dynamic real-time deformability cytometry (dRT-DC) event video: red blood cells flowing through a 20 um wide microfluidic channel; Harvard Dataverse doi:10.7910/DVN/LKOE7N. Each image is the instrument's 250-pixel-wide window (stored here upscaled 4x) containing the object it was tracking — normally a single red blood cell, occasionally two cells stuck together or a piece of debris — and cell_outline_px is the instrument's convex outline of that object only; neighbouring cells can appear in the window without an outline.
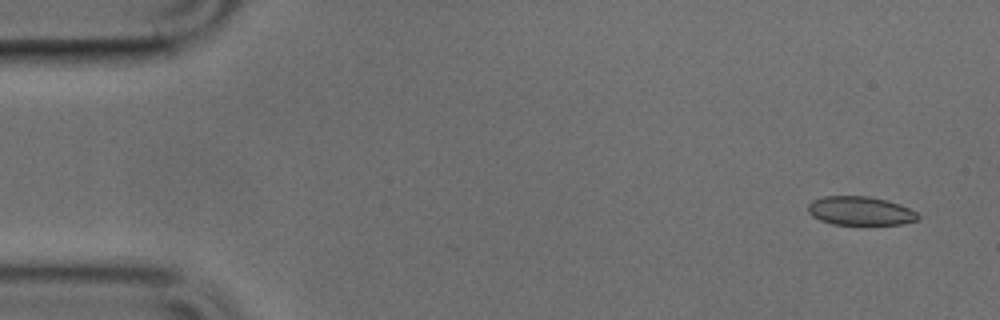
{"species": "common noctule bat (a hibernating species)", "species_latin": "Nyctalus noctula", "temperature_condition": "cold", "stored_images_in_passage": 50, "camera_frame_rate_fps": 3000, "um_per_image_px": 0.085, "animal": {"sex": "male", "body_mass_g": 17.9, "forearm_length_mm": 54.2}, "frame": {"image": 1, "passage_image": 3, "time_ms": 0.667, "image_size_px": [1000, 320], "cell_outline_px": [[920, 216], [916, 220], [904, 224], [832, 224], [820, 220], [812, 216], [808, 212], [808, 204], [812, 200], [824, 196], [868, 196], [888, 200], [900, 204], [916, 212]], "centroid_in_image_um": [73.11, 17.92], "position_along_channel_um": 11.9, "area_um2": 18.44}}
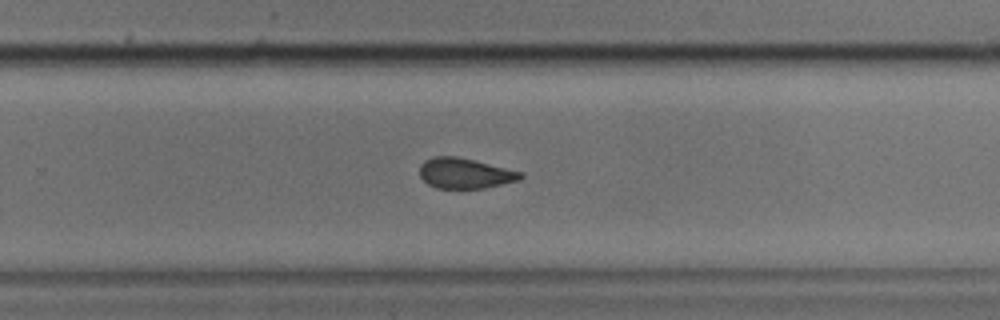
{"frame": {"image": 2, "passage_image": 32, "time_ms": 10.333, "image_size_px": [1000, 320], "cell_outline_px": [[524, 176], [520, 180], [484, 188], [436, 188], [428, 184], [420, 176], [420, 164], [424, 160], [432, 156], [456, 156], [476, 160], [524, 172]], "centroid_in_image_um": [39.54, 14.71], "position_along_channel_um": 290.3, "area_um2": 18.09}}
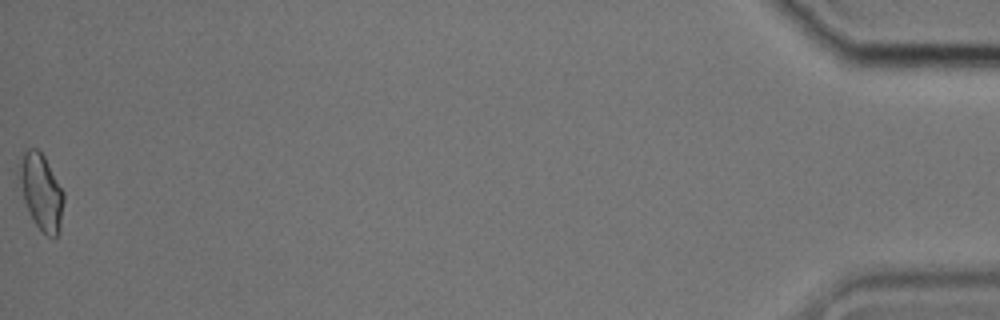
{"frame": {"image": 3, "passage_image": 50, "time_ms": 16.333, "image_size_px": [1000, 320], "cell_outline_px": [[64, 200], [60, 232], [56, 236], [48, 236], [36, 224], [24, 200], [16, 176], [16, 172], [24, 148], [36, 148], [44, 156], [64, 192]], "centroid_in_image_um": [3.48, 16.25], "position_along_channel_um": 431.7, "area_um2": 19.83}}